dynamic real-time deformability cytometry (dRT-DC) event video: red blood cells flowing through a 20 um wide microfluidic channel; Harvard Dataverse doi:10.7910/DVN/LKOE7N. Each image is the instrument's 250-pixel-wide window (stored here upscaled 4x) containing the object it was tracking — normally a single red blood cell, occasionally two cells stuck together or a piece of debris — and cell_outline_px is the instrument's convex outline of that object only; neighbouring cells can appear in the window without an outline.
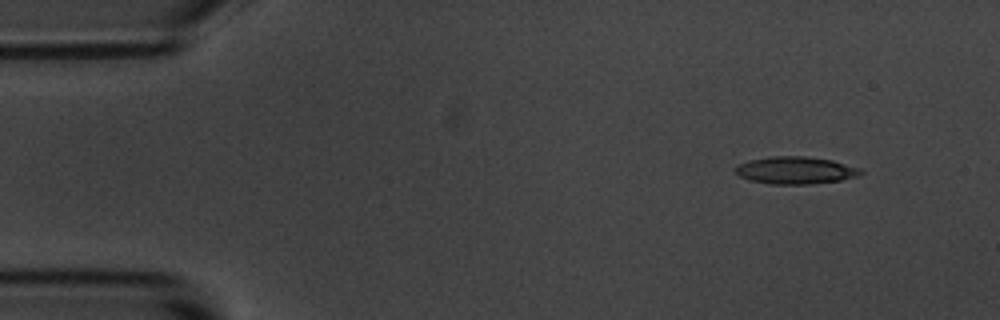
{"species": "common noctule bat (a hibernating species)", "species_latin": "Nyctalus noctula", "temperature_condition": "room temperature", "stored_images_in_passage": 5, "camera_frame_rate_fps": 3000, "um_per_image_px": 0.085, "animal": {"sex": "male", "body_mass_g": 20.1, "forearm_length_mm": 53.5}, "frame": {"image": 1, "passage_image": 1, "time_ms": 0.0, "image_size_px": [1000, 320], "cell_outline_px": [[864, 172], [860, 176], [840, 180], [808, 184], [768, 184], [748, 180], [740, 176], [736, 172], [736, 164], [748, 160], [772, 156], [808, 156], [832, 160], [864, 168]], "centroid_in_image_um": [67.66, 14.47], "position_along_channel_um": 17.3, "area_um2": 20.29}}
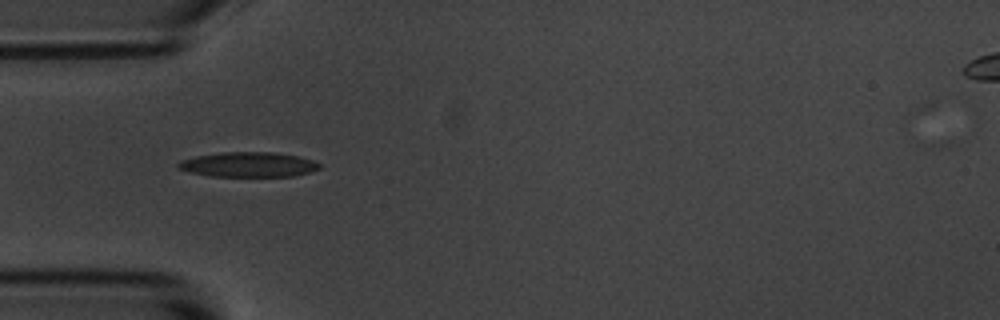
{"frame": {"image": 2, "passage_image": 4, "time_ms": 3.667, "image_size_px": [1000, 320], "cell_outline_px": [[320, 168], [308, 172], [292, 176], [212, 176], [188, 172], [176, 168], [176, 164], [180, 160], [196, 156], [220, 152], [272, 152], [300, 156], [312, 160], [320, 164]], "centroid_in_image_um": [21.06, 13.98], "position_along_channel_um": 63.9, "area_um2": 20.52}}